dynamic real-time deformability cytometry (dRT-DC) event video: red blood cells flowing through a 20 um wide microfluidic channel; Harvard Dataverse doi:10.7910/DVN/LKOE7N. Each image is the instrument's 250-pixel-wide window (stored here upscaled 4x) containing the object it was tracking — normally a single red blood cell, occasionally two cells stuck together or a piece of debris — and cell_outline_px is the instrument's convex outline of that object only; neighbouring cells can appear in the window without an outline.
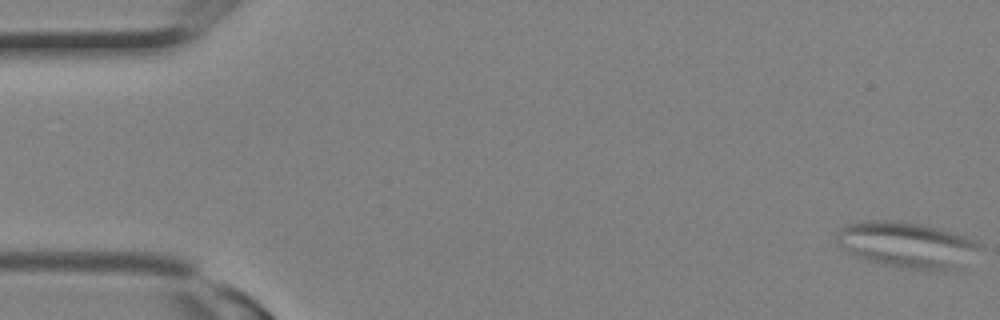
{"species": "Egyptian fruit bat (a non-hibernating species)", "species_latin": "Rousettus aegyptiacus", "temperature_condition": "room temperature", "stored_images_in_passage": 12, "camera_frame_rate_fps": 3000, "um_per_image_px": 0.085, "animal": {"sex": "female"}, "frame": {"image": 1, "passage_image": 1, "time_ms": 0.0, "image_size_px": [1000, 320], "cell_outline_px": [[980, 248], [960, 268], [940, 272], [912, 268], [888, 264], [868, 260], [852, 252], [840, 244], [836, 240], [836, 232], [844, 224], [864, 220], [892, 220], [920, 224], [936, 228], [964, 236], [980, 244]], "centroid_in_image_um": [77.1, 20.79], "position_along_channel_um": 7.9, "area_um2": 37.51}}
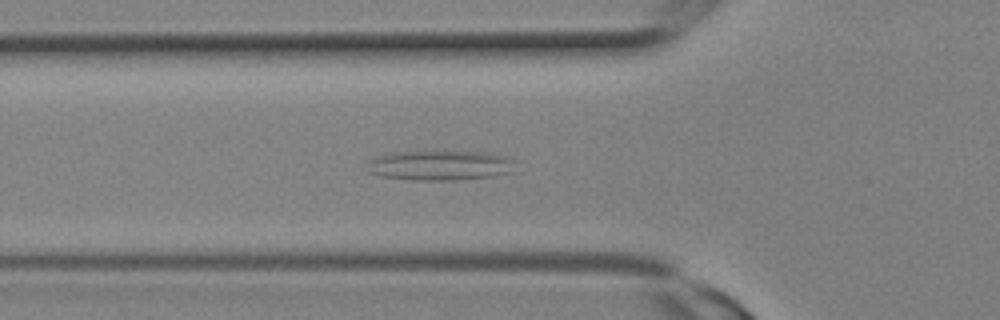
{"frame": {"image": 2, "passage_image": 10, "time_ms": 3.0, "image_size_px": [1000, 320], "cell_outline_px": [[512, 172], [492, 176], [456, 180], [412, 180], [380, 176], [368, 172], [372, 160], [380, 156], [400, 152], [488, 152], [508, 156], [512, 160]], "centroid_in_image_um": [37.46, 14.07], "position_along_channel_um": 88.3, "area_um2": 25.26}}